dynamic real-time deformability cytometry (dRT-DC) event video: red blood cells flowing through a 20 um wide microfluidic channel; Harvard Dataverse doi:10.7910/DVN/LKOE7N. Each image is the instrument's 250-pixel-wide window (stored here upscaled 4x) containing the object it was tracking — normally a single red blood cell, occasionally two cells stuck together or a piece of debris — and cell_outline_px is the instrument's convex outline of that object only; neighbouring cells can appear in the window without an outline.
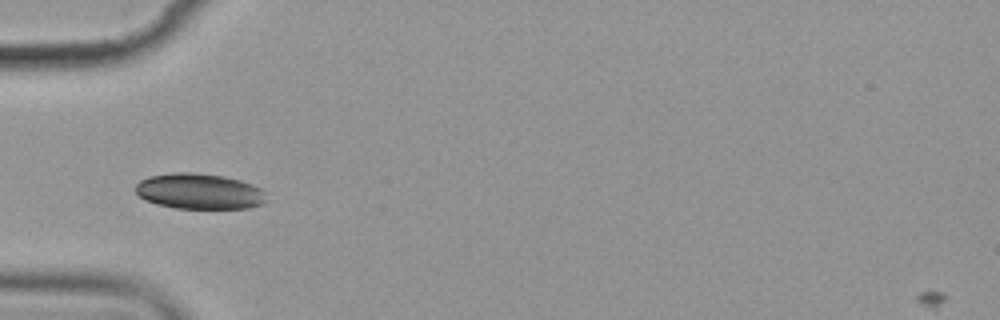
{"species": "common noctule bat (a hibernating species)", "species_latin": "Nyctalus noctula", "temperature_condition": "cold", "stored_images_in_passage": 9, "camera_frame_rate_fps": 3000, "um_per_image_px": 0.085, "animal": {"sex": "female", "body_mass_g": 19.9}, "frame": {"image": 1, "passage_image": 4, "time_ms": 3.667, "image_size_px": [1000, 320], "cell_outline_px": [[264, 204], [248, 208], [176, 208], [156, 204], [144, 200], [136, 192], [136, 184], [140, 180], [148, 176], [172, 172], [192, 172], [224, 176], [240, 180], [252, 184], [260, 188], [264, 192]], "centroid_in_image_um": [16.91, 16.25], "position_along_channel_um": 68.1, "area_um2": 27.22}}
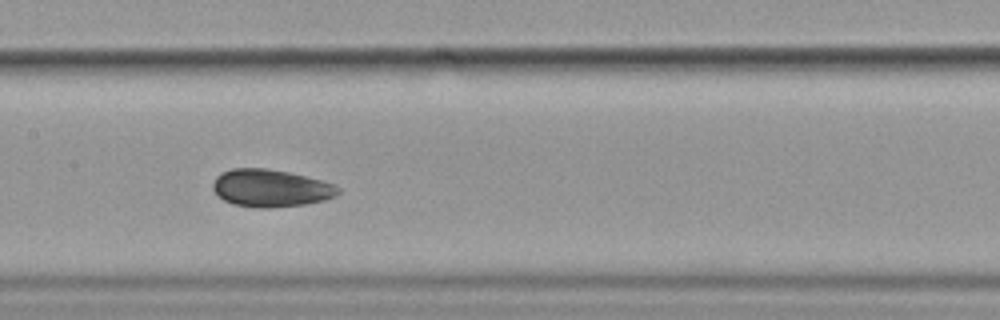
{"frame": {"image": 2, "passage_image": 7, "time_ms": 7.0, "image_size_px": [1000, 320], "cell_outline_px": [[340, 192], [336, 196], [324, 200], [304, 204], [268, 208], [260, 208], [232, 204], [224, 200], [212, 188], [212, 184], [216, 176], [220, 172], [232, 168], [264, 168], [288, 172], [320, 180], [332, 184], [340, 188]], "centroid_in_image_um": [22.98, 15.99], "position_along_channel_um": 184.4, "area_um2": 27.22}}
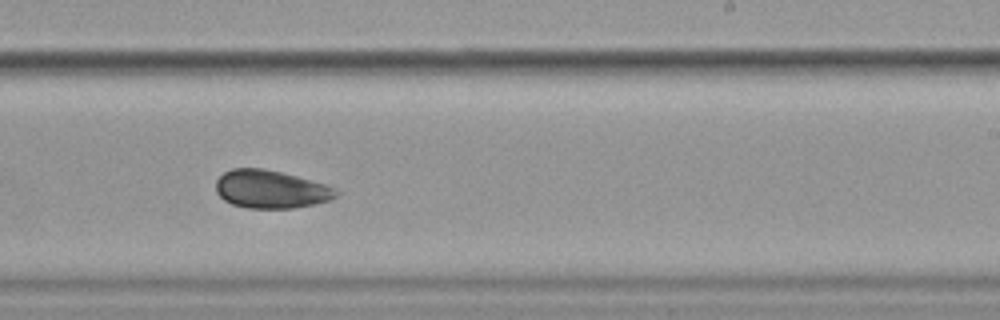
{"frame": {"image": 3, "passage_image": 9, "time_ms": 9.333, "image_size_px": [1000, 320], "cell_outline_px": [[340, 196], [328, 200], [312, 204], [292, 208], [248, 208], [232, 204], [224, 200], [216, 192], [216, 180], [224, 172], [232, 168], [264, 168], [328, 184], [336, 188], [340, 192]], "centroid_in_image_um": [23.04, 16.08], "position_along_channel_um": 266.0, "area_um2": 26.76}}